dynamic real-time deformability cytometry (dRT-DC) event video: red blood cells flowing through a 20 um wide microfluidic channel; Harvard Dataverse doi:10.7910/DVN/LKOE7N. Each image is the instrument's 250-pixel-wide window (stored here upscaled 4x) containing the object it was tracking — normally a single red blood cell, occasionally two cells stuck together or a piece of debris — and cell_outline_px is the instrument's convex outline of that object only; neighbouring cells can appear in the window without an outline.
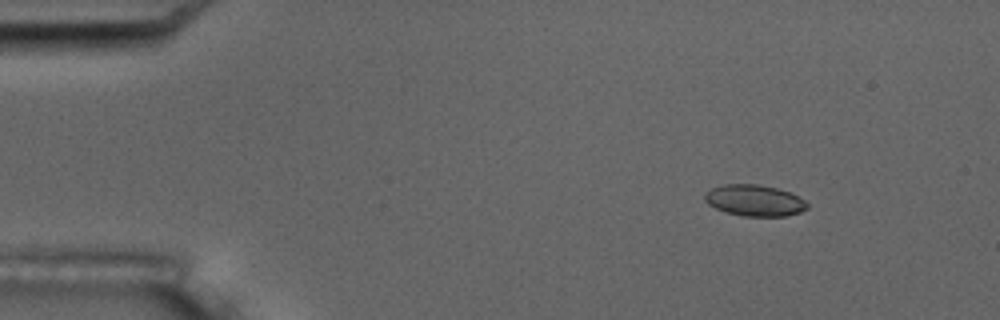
{"species": "common noctule bat (a hibernating species)", "species_latin": "Nyctalus noctula", "temperature_condition": "room temperature", "stored_images_in_passage": 7, "camera_frame_rate_fps": 3000, "um_per_image_px": 0.085, "animal": {"sex": "male", "body_mass_g": 17.5, "forearm_length_mm": 52.3}, "frame": {"image": 1, "passage_image": 3, "time_ms": 2.333, "image_size_px": [1000, 320], "cell_outline_px": [[808, 208], [800, 212], [784, 216], [744, 216], [728, 212], [716, 208], [708, 204], [704, 200], [704, 196], [712, 188], [724, 184], [760, 184], [776, 188], [788, 192], [804, 200], [808, 204]], "centroid_in_image_um": [64.13, 17.03], "position_along_channel_um": 20.9, "area_um2": 18.44}}